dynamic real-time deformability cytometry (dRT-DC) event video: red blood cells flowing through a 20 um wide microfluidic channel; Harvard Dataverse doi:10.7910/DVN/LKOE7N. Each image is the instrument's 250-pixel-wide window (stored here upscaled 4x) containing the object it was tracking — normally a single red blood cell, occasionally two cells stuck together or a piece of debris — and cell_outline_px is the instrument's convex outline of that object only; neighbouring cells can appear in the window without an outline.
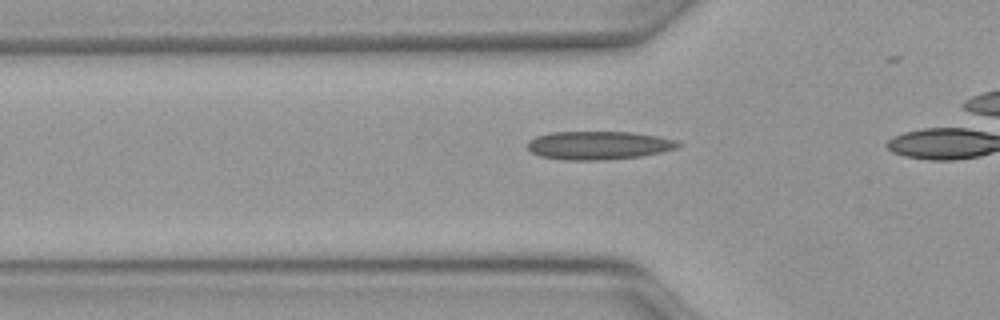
{"species": "Egyptian fruit bat (a non-hibernating species)", "species_latin": "Rousettus aegyptiacus", "temperature_condition": "warm", "stored_images_in_passage": 10, "camera_frame_rate_fps": 3000, "um_per_image_px": 0.085, "animal": {"sex": "female"}, "frame": {"image": 1, "passage_image": 5, "time_ms": 1.333, "image_size_px": [1000, 320], "cell_outline_px": [[680, 144], [676, 148], [660, 152], [640, 156], [604, 160], [560, 160], [540, 156], [532, 152], [528, 148], [528, 140], [536, 136], [552, 132], [632, 132], [656, 136], [676, 140]], "centroid_in_image_um": [50.83, 12.35], "position_along_channel_um": 75.0, "area_um2": 24.8}}